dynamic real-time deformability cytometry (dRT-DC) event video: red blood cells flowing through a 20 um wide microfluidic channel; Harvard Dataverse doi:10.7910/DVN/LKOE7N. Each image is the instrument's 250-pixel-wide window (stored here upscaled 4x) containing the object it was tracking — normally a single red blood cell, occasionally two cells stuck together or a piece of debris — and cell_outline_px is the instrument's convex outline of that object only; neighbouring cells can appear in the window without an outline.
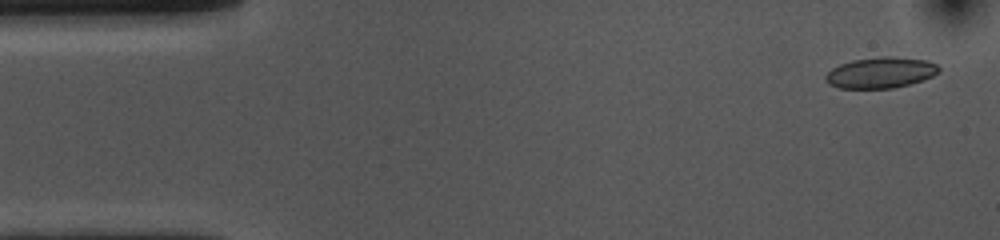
{"species": "common noctule bat (a hibernating species)", "species_latin": "Nyctalus noctula", "temperature_condition": "cold", "stored_images_in_passage": 53, "camera_frame_rate_fps": 3000, "um_per_image_px": 0.085, "animal": {"sex": "female", "body_mass_g": 10.0, "forearm_length_mm": 53.1}, "frame": {"image": 1, "passage_image": 2, "time_ms": 0.333, "image_size_px": [1000, 240], "cell_outline_px": [[940, 72], [924, 80], [892, 88], [840, 88], [828, 84], [824, 80], [824, 76], [832, 68], [840, 64], [852, 60], [880, 56], [892, 56], [928, 60], [936, 64], [940, 68]], "centroid_in_image_um": [74.85, 6.16], "position_along_channel_um": 10.1, "area_um2": 20.58}}
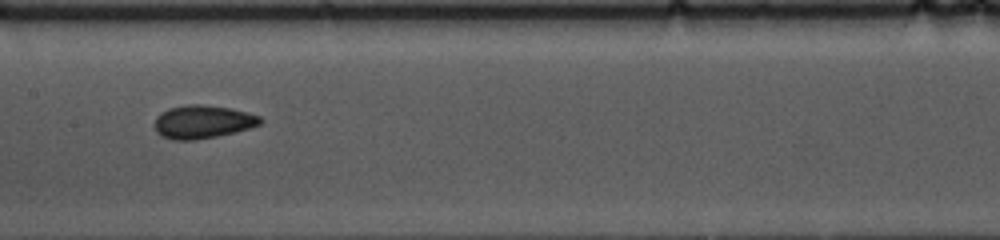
{"frame": {"image": 2, "passage_image": 25, "time_ms": 8.0, "image_size_px": [1000, 240], "cell_outline_px": [[264, 120], [260, 124], [236, 132], [216, 136], [192, 140], [172, 140], [160, 136], [156, 132], [152, 124], [156, 116], [160, 112], [168, 108], [188, 104], [200, 104], [228, 108], [248, 112], [260, 116]], "centroid_in_image_um": [17.17, 10.35], "position_along_channel_um": 190.2, "area_um2": 20.69}}
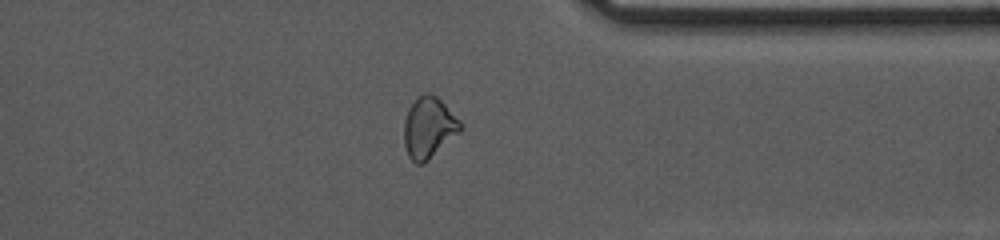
{"frame": {"image": 3, "passage_image": 41, "time_ms": 13.333, "image_size_px": [1000, 240], "cell_outline_px": [[464, 128], [460, 132], [424, 164], [416, 164], [408, 156], [404, 144], [404, 120], [408, 108], [424, 92], [428, 92], [436, 96], [460, 120]], "centroid_in_image_um": [36.44, 10.87], "position_along_channel_um": 375.0, "area_um2": 20.06}, "authors_computed_cell_mechanics": {"area_um2": 19.941, "velocity_mm_per_s": 3.6305, "shape_relaxation_time_tau1_ms": 5.789, "shape_relaxation_time_tau2_ms": 2.1469, "deformation_change_tau1": 0.1032, "deformation_change_tau2": 0.0785}}